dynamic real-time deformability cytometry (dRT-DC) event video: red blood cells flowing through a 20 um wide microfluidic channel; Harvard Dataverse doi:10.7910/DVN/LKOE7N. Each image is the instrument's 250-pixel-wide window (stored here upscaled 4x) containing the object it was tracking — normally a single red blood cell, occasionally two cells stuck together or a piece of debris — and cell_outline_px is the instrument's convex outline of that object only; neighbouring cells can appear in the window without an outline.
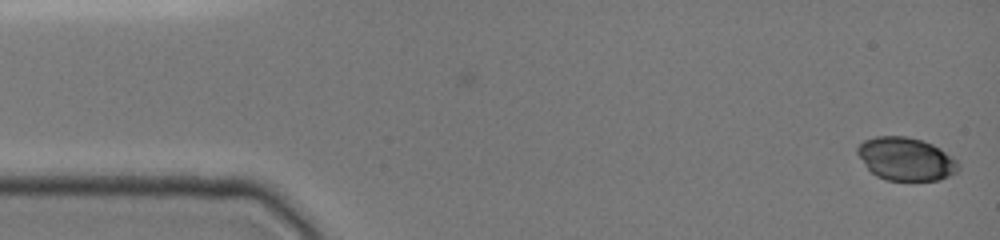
{"species": "common noctule bat (a hibernating species)", "species_latin": "Nyctalus noctula", "temperature_condition": "cold", "stored_images_in_passage": 3, "camera_frame_rate_fps": 3000, "um_per_image_px": 0.085, "animal": {"sex": "female", "body_mass_g": 19.0, "forearm_length_mm": 51.5}, "frame": {"image": 1, "passage_image": 3, "time_ms": 1.0, "image_size_px": [1000, 240], "cell_outline_px": [[960, 168], [956, 172], [940, 180], [888, 180], [876, 176], [868, 168], [856, 152], [856, 148], [864, 140], [876, 136], [904, 136], [924, 140], [940, 148], [952, 156], [960, 164]], "centroid_in_image_um": [77.02, 13.5], "position_along_channel_um": 8.0, "area_um2": 25.32}}